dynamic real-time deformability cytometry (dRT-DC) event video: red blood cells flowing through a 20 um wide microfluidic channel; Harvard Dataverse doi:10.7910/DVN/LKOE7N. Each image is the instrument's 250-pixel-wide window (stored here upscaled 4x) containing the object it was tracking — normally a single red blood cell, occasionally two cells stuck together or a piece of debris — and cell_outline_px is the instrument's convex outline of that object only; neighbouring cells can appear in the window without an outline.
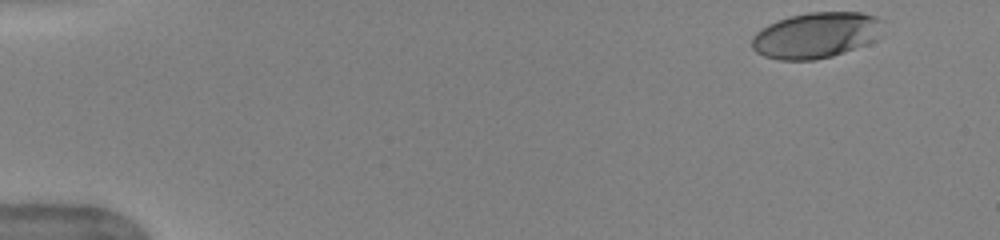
{"species": "human", "species_latin": "Homo sapiens", "temperature_condition": "warm", "stored_images_in_passage": 48, "camera_frame_rate_fps": 3000, "um_per_image_px": 0.085, "donor": {"sex": "female"}, "frame": {"image": 1, "passage_image": 1, "time_ms": 0.0, "image_size_px": [1000, 240], "cell_outline_px": [[884, 20], [876, 40], [832, 56], [816, 60], [780, 60], [764, 56], [756, 52], [752, 48], [752, 36], [756, 32], [768, 24], [776, 20], [788, 16], [808, 12], [860, 12], [876, 16]], "centroid_in_image_um": [69.34, 2.98], "position_along_channel_um": 15.7, "area_um2": 35.14}}
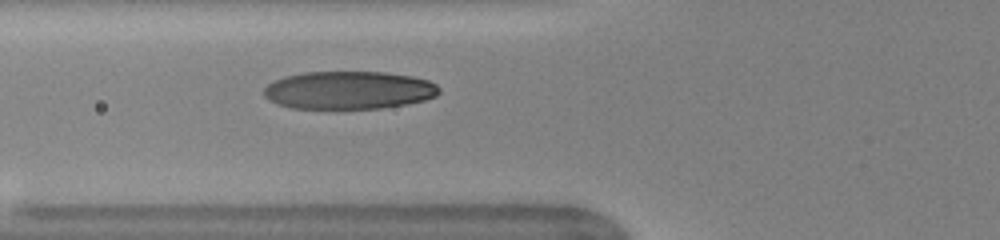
{"frame": {"image": 2, "passage_image": 17, "time_ms": 5.333, "image_size_px": [1000, 240], "cell_outline_px": [[440, 92], [436, 96], [424, 100], [408, 104], [380, 108], [292, 108], [280, 104], [264, 96], [264, 88], [268, 84], [284, 76], [304, 72], [384, 72], [412, 76], [428, 80], [436, 84], [440, 88]], "centroid_in_image_um": [29.69, 7.66], "position_along_channel_um": 96.1, "area_um2": 38.61}}
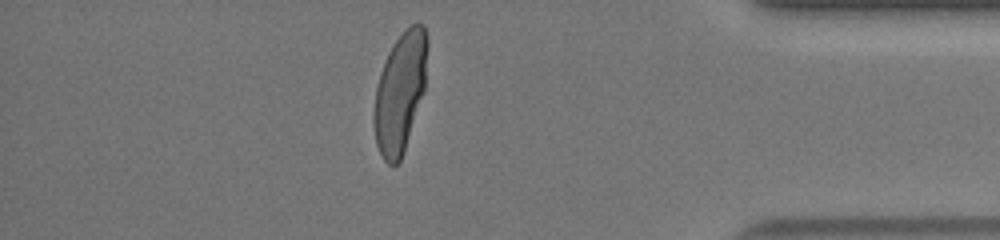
{"frame": {"image": 3, "passage_image": 42, "time_ms": 13.667, "image_size_px": [1000, 240], "cell_outline_px": [[428, 44], [424, 92], [404, 152], [400, 160], [392, 168], [384, 160], [376, 144], [372, 120], [372, 116], [376, 88], [380, 72], [388, 52], [396, 40], [412, 24], [424, 24], [428, 36]], "centroid_in_image_um": [34.0, 7.88], "position_along_channel_um": 401.2, "area_um2": 37.51}, "authors_computed_cell_mechanics": {"area_um2": 38.5237, "velocity_mm_per_s": 3.989, "shape_relaxation_time_tau1_ms": 3.2276, "shape_relaxation_time_tau2_ms": null, "deformation_change_tau1": 0.1985, "deformation_change_tau2": null}}